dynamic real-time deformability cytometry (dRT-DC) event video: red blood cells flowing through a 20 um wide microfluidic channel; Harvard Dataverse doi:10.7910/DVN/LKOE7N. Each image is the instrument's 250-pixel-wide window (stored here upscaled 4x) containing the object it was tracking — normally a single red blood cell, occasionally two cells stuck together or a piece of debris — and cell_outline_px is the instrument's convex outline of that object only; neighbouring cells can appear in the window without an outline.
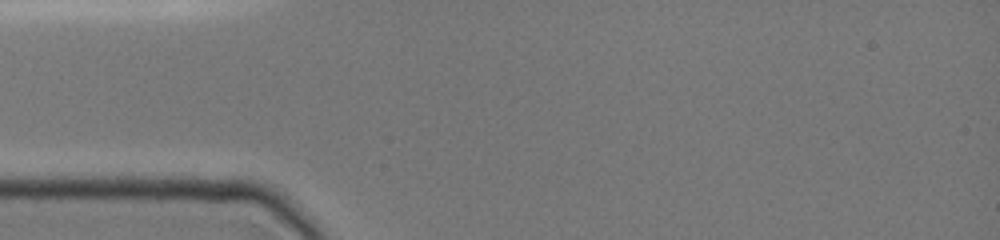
{"species": "common noctule bat (a hibernating species)", "species_latin": "Nyctalus noctula", "temperature_condition": "cold", "stored_images_in_passage": 1, "camera_frame_rate_fps": 3000, "um_per_image_px": 0.085, "animal": {"sex": "female", "body_mass_g": 19.0, "forearm_length_mm": 51.5}, "frame": {"image": 1, "passage_image": 1, "time_ms": 0.0, "image_size_px": [1000, 240], "cell_outline_px": [[236, 148], [100, 148], [92, 144], [92, 140], [128, 136], [172, 136], [224, 140], [236, 144]], "centroid_in_image_um": [13.72, 12.13], "position_along_channel_um": 71.3, "area_um2": 10.58}}